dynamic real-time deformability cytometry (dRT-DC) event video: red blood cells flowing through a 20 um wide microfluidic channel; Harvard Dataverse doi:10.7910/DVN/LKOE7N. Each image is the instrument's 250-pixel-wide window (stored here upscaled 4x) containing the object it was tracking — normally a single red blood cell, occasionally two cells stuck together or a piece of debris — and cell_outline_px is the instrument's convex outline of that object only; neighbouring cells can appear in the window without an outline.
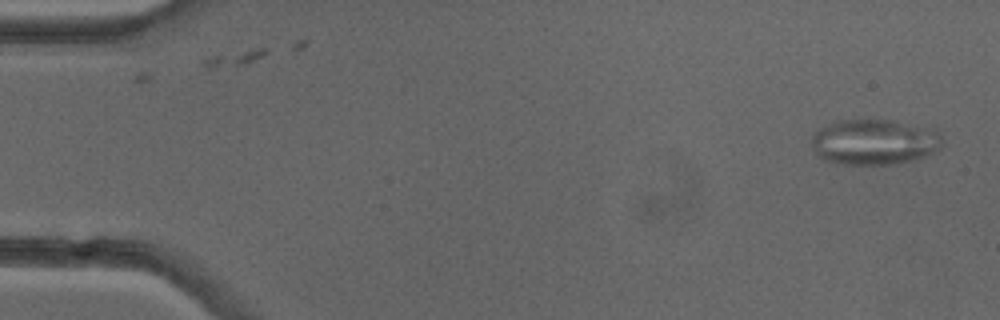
{"species": "common noctule bat (a hibernating species)", "species_latin": "Nyctalus noctula", "temperature_condition": "cold", "stored_images_in_passage": 50, "camera_frame_rate_fps": 3000, "um_per_image_px": 0.085, "animal": {"sex": "female"}, "frame": {"image": 1, "passage_image": 1, "time_ms": 0.0, "image_size_px": [1000, 320], "cell_outline_px": [[944, 140], [940, 148], [924, 156], [912, 160], [896, 164], [836, 164], [824, 160], [816, 156], [812, 148], [812, 136], [820, 128], [836, 120], [892, 120], [928, 128], [936, 132]], "centroid_in_image_um": [74.26, 12.08], "position_along_channel_um": 10.7, "area_um2": 34.68}}
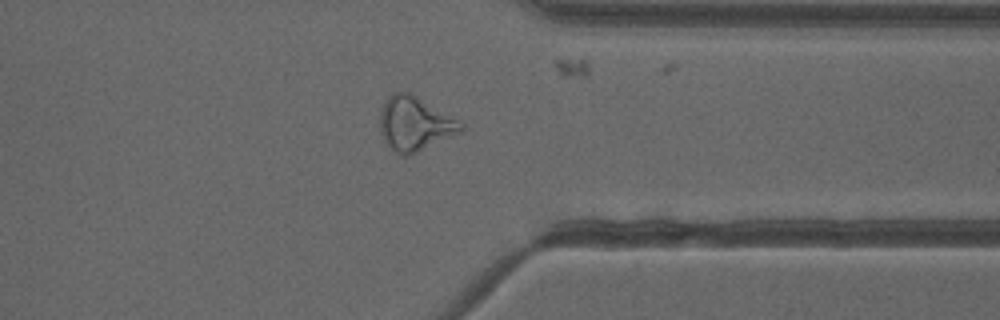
{"frame": {"image": 2, "passage_image": 39, "time_ms": 12.667, "image_size_px": [1000, 320], "cell_outline_px": [[464, 128], [460, 132], [408, 156], [400, 156], [384, 140], [380, 132], [380, 112], [388, 96], [392, 92], [408, 92], [416, 96], [460, 120], [464, 124]], "centroid_in_image_um": [35.25, 10.51], "position_along_channel_um": 376.1, "area_um2": 25.26}, "authors_computed_cell_mechanics": {"area_um2": 25.7499, "velocity_mm_per_s": 3.9791, "shape_relaxation_time_tau1_ms": null, "shape_relaxation_time_tau2_ms": 3.1677, "deformation_change_tau1": null, "deformation_change_tau2": 0.1471}}